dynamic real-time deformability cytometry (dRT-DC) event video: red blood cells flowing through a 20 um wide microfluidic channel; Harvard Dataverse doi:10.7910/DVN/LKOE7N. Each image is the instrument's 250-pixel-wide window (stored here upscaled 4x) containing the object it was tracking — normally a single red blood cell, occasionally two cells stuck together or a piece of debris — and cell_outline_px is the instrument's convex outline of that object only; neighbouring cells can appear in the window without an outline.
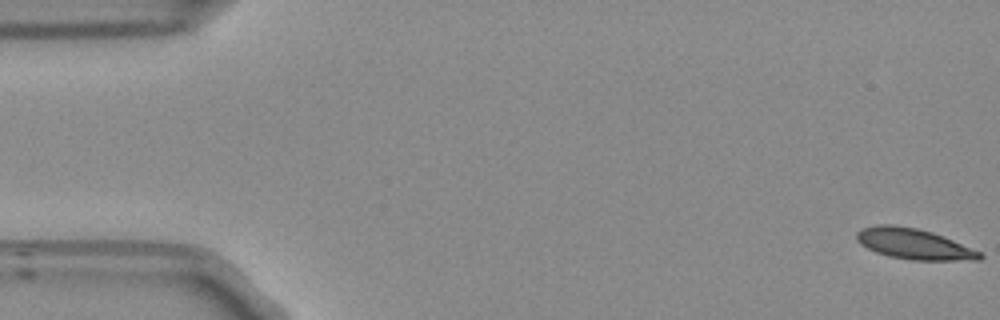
{"species": "Egyptian fruit bat (a non-hibernating species)", "species_latin": "Rousettus aegyptiacus", "temperature_condition": "room temperature", "stored_images_in_passage": 54, "camera_frame_rate_fps": 3000, "um_per_image_px": 0.085, "frame": {"image": 1, "passage_image": 1, "time_ms": 0.0, "image_size_px": [1000, 320], "cell_outline_px": [[984, 256], [980, 260], [912, 260], [888, 256], [876, 252], [860, 244], [856, 240], [856, 232], [860, 228], [876, 224], [892, 224], [916, 228], [932, 232], [944, 236], [980, 252]], "centroid_in_image_um": [77.64, 20.72], "position_along_channel_um": 7.4, "area_um2": 22.08}}
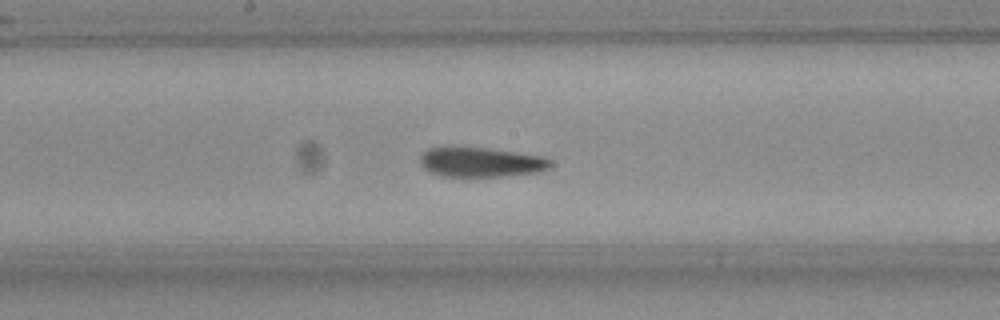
{"frame": {"image": 2, "passage_image": 28, "time_ms": 9.0, "image_size_px": [1000, 320], "cell_outline_px": [[552, 164], [548, 168], [540, 172], [504, 176], [440, 176], [424, 168], [420, 164], [420, 156], [428, 148], [484, 148], [544, 156], [552, 160]], "centroid_in_image_um": [40.92, 13.8], "position_along_channel_um": 207.3, "area_um2": 22.25}}
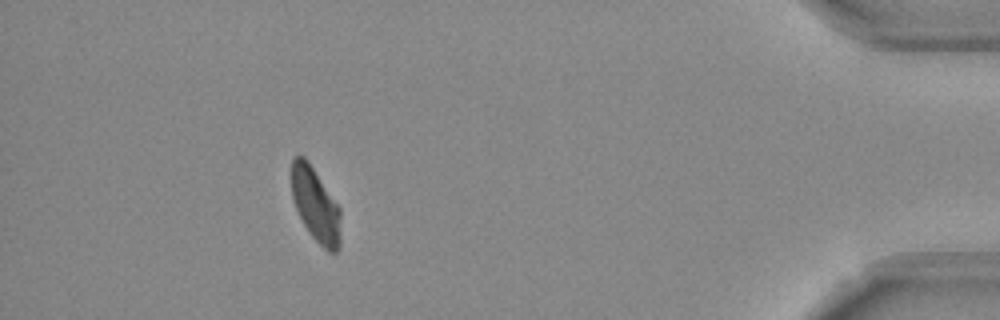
{"frame": {"image": 3, "passage_image": 49, "time_ms": 16.0, "image_size_px": [1000, 320], "cell_outline_px": [[340, 248], [336, 252], [328, 252], [312, 236], [304, 224], [292, 200], [292, 156], [304, 156], [308, 160], [340, 208]], "centroid_in_image_um": [26.83, 17.41], "position_along_channel_um": 408.4, "area_um2": 21.04}, "authors_computed_cell_mechanics": {"area_um2": 22.7443, "velocity_mm_per_s": 3.731, "shape_relaxation_time_tau1_ms": null, "shape_relaxation_time_tau2_ms": 2.9653, "deformation_change_tau1": null, "deformation_change_tau2": 0.0517}}